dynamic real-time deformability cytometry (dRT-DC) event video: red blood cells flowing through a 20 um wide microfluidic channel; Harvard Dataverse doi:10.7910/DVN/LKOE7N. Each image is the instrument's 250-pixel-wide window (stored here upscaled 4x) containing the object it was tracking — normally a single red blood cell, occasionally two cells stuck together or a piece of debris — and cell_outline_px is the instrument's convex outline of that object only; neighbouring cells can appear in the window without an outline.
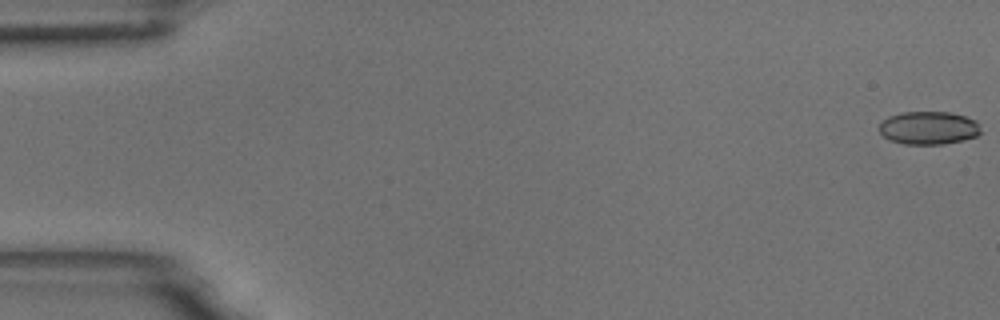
{"species": "common noctule bat (a hibernating species)", "species_latin": "Nyctalus noctula", "temperature_condition": "room temperature", "stored_images_in_passage": 56, "camera_frame_rate_fps": 3000, "um_per_image_px": 0.085, "animal": {"sex": "male", "body_mass_g": 18.8}, "frame": {"image": 1, "passage_image": 1, "time_ms": 0.0, "image_size_px": [1000, 320], "cell_outline_px": [[980, 132], [976, 136], [964, 140], [944, 144], [904, 144], [888, 140], [876, 128], [888, 116], [900, 112], [952, 112], [976, 120], [980, 124]], "centroid_in_image_um": [78.92, 10.87], "position_along_channel_um": 6.1, "area_um2": 19.83}}
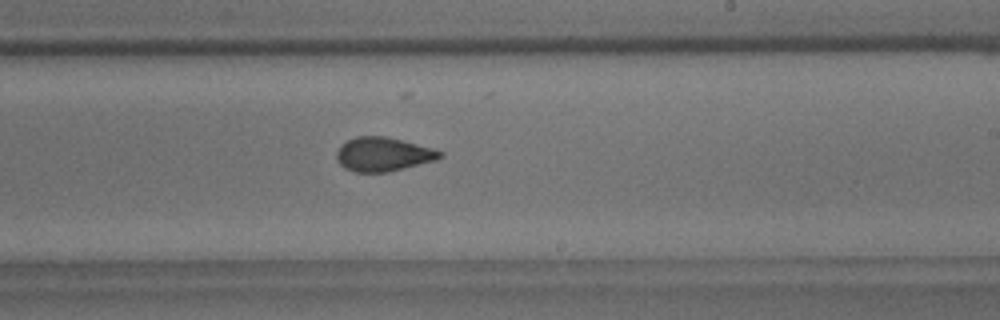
{"frame": {"image": 2, "passage_image": 34, "time_ms": 11.0, "image_size_px": [1000, 320], "cell_outline_px": [[444, 156], [436, 160], [388, 172], [356, 172], [344, 168], [336, 160], [336, 152], [340, 144], [356, 136], [384, 136], [432, 148], [444, 152]], "centroid_in_image_um": [32.54, 13.12], "position_along_channel_um": 256.5, "area_um2": 20.46}}
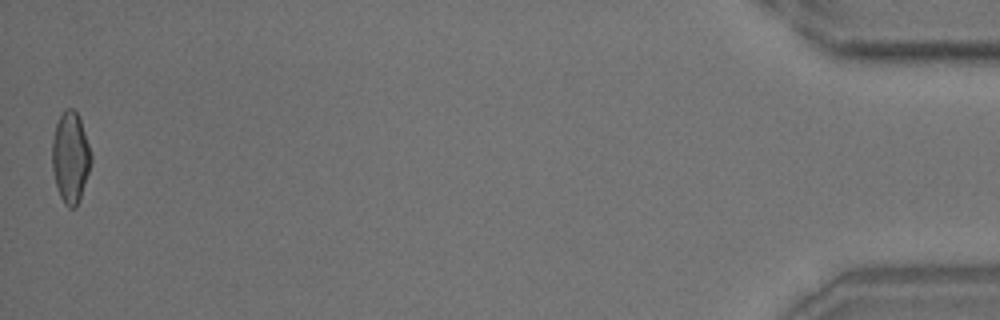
{"frame": {"image": 3, "passage_image": 56, "time_ms": 18.333, "image_size_px": [1000, 320], "cell_outline_px": [[92, 160], [76, 208], [68, 208], [64, 204], [60, 196], [56, 184], [52, 168], [52, 140], [56, 124], [60, 116], [68, 108], [72, 108], [76, 112], [80, 120], [92, 156]], "centroid_in_image_um": [5.97, 13.4], "position_along_channel_um": 429.2, "area_um2": 20.23}, "authors_computed_cell_mechanics": {"area_um2": 20.6057, "velocity_mm_per_s": 3.6345, "shape_relaxation_time_tau1_ms": 6.5091, "shape_relaxation_time_tau2_ms": 1.2495, "deformation_change_tau1": 0.151, "deformation_change_tau2": 0.074}}